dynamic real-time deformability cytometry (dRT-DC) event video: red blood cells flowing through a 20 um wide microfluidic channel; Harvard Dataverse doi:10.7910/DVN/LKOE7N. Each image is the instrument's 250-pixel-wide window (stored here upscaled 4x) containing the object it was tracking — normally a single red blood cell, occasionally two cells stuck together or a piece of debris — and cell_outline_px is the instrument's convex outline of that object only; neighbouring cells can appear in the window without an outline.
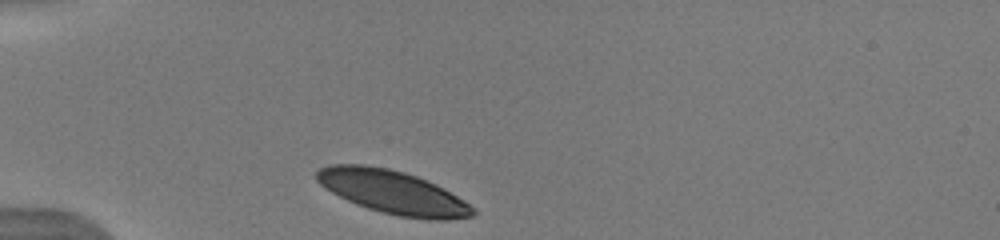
{"species": "human", "species_latin": "Homo sapiens", "temperature_condition": "warm", "stored_images_in_passage": 33, "camera_frame_rate_fps": 3000, "um_per_image_px": 0.085, "donor": {"sex": "male"}, "frame": {"image": 1, "passage_image": 1, "time_ms": 0.0, "image_size_px": [1000, 240], "cell_outline_px": [[476, 216], [448, 220], [432, 220], [400, 216], [368, 208], [356, 204], [324, 188], [316, 180], [316, 172], [320, 168], [328, 164], [364, 164], [388, 168], [404, 172], [416, 176], [436, 184], [444, 188], [464, 200], [476, 212]], "centroid_in_image_um": [33.39, 16.33], "position_along_channel_um": 51.6, "area_um2": 39.42}}
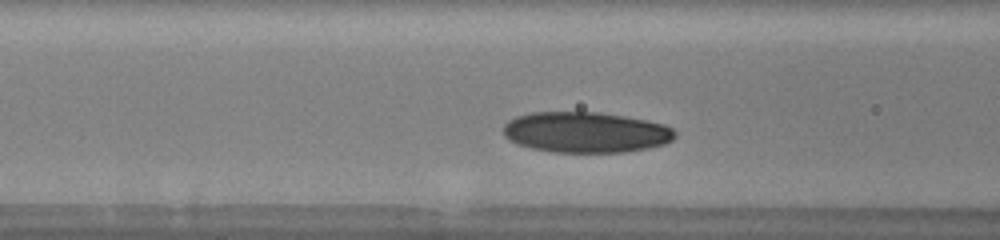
{"frame": {"image": 2, "passage_image": 8, "time_ms": 2.333, "image_size_px": [1000, 240], "cell_outline_px": [[676, 136], [672, 140], [664, 144], [648, 148], [624, 152], [552, 152], [532, 148], [516, 144], [508, 140], [504, 136], [504, 124], [508, 120], [516, 116], [532, 112], [600, 112], [624, 116], [664, 124], [672, 128], [676, 132]], "centroid_in_image_um": [49.77, 11.24], "position_along_channel_um": 116.8, "area_um2": 40.86}}
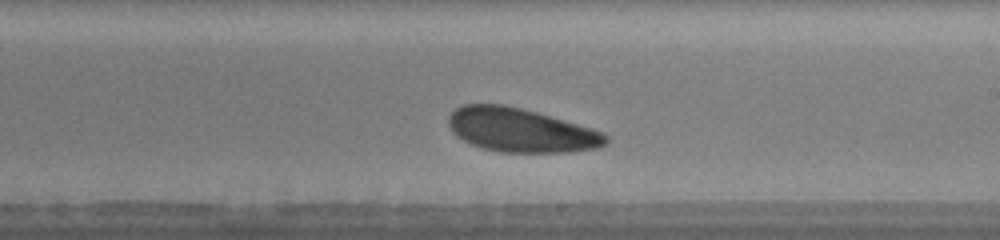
{"frame": {"image": 3, "passage_image": 18, "time_ms": 5.667, "image_size_px": [1000, 240], "cell_outline_px": [[608, 140], [600, 148], [572, 152], [500, 152], [484, 148], [472, 144], [456, 136], [452, 132], [448, 124], [448, 116], [456, 108], [464, 104], [504, 104], [536, 112], [592, 128], [604, 132], [608, 136]], "centroid_in_image_um": [44.28, 11.07], "position_along_channel_um": 244.7, "area_um2": 40.17}, "authors_computed_cell_mechanics": {"area_um2": 40.6334, "velocity_mm_per_s": 3.8434, "shape_relaxation_time_tau1_ms": 1.9028, "shape_relaxation_time_tau2_ms": null, "deformation_change_tau1": 0.0686, "deformation_change_tau2": null}}